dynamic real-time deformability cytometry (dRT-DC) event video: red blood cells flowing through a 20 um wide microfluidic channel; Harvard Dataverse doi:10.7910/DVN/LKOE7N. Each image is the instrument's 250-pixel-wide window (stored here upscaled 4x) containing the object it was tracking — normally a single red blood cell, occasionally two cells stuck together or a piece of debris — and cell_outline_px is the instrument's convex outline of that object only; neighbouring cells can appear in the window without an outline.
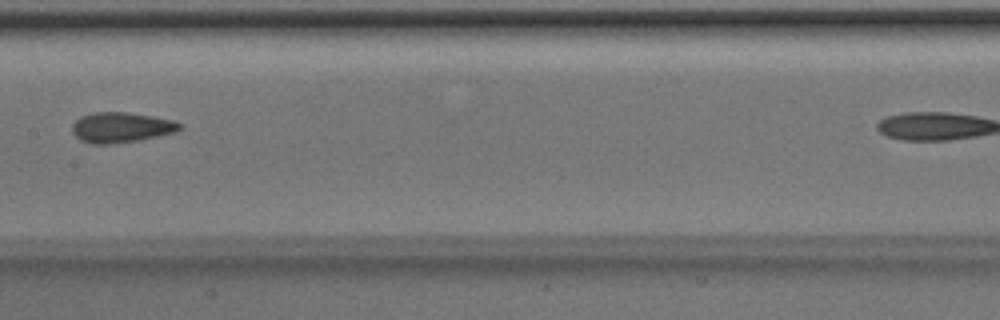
{"species": "Egyptian fruit bat (a non-hibernating species)", "species_latin": "Rousettus aegyptiacus", "temperature_condition": "room temperature", "stored_images_in_passage": 7, "segment_of_instrument_passage": [1, 2], "camera_frame_rate_fps": 3000, "um_per_image_px": 0.085, "animal": {"sex": "male"}, "frame": {"image": 1, "passage_image": 6, "time_ms": 1.667, "image_size_px": [1000, 320], "cell_outline_px": [[180, 128], [176, 132], [136, 140], [112, 144], [92, 144], [80, 140], [72, 132], [72, 124], [80, 116], [96, 112], [124, 112], [172, 120], [180, 124]], "centroid_in_image_um": [10.23, 10.83], "position_along_channel_um": 197.2, "area_um2": 18.61}}